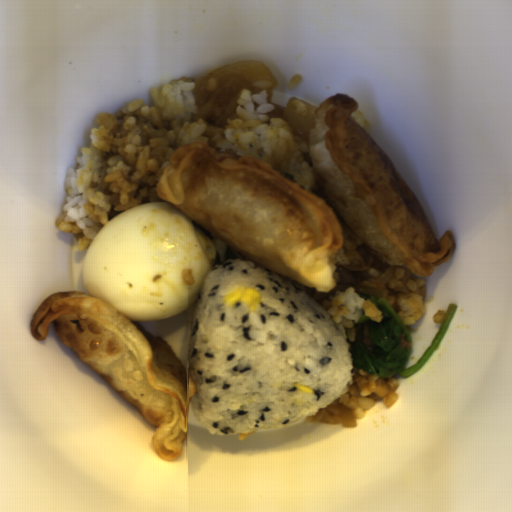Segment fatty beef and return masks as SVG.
Masks as SVG:
<instances>
[{
    "mask_svg": "<svg viewBox=\"0 0 512 512\" xmlns=\"http://www.w3.org/2000/svg\"><path fill=\"white\" fill-rule=\"evenodd\" d=\"M309 192L327 202L335 212L344 238L334 270L336 285L340 291L356 288L358 293L385 299L397 313V301L401 293L412 294L407 286L413 274L404 265H389L375 256L361 237L347 224L334 204L325 194L319 179Z\"/></svg>",
    "mask_w": 512,
    "mask_h": 512,
    "instance_id": "1",
    "label": "fatty beef"
},
{
    "mask_svg": "<svg viewBox=\"0 0 512 512\" xmlns=\"http://www.w3.org/2000/svg\"><path fill=\"white\" fill-rule=\"evenodd\" d=\"M355 338L354 340H344L348 349L352 346L353 342H362L365 344V349L372 350L374 345L370 341V333L368 331V322H362L358 325L354 324Z\"/></svg>",
    "mask_w": 512,
    "mask_h": 512,
    "instance_id": "4",
    "label": "fatty beef"
},
{
    "mask_svg": "<svg viewBox=\"0 0 512 512\" xmlns=\"http://www.w3.org/2000/svg\"><path fill=\"white\" fill-rule=\"evenodd\" d=\"M242 89L255 94V86L248 80L239 76H233L220 84L213 92L204 87H199L195 98L198 111L195 112L197 119L207 126L217 129H226L227 120H236L239 116L236 108L242 95Z\"/></svg>",
    "mask_w": 512,
    "mask_h": 512,
    "instance_id": "2",
    "label": "fatty beef"
},
{
    "mask_svg": "<svg viewBox=\"0 0 512 512\" xmlns=\"http://www.w3.org/2000/svg\"><path fill=\"white\" fill-rule=\"evenodd\" d=\"M303 156H304L305 162L308 165V167L314 170L313 164H312V160H311V156H310V151L309 152H304Z\"/></svg>",
    "mask_w": 512,
    "mask_h": 512,
    "instance_id": "6",
    "label": "fatty beef"
},
{
    "mask_svg": "<svg viewBox=\"0 0 512 512\" xmlns=\"http://www.w3.org/2000/svg\"><path fill=\"white\" fill-rule=\"evenodd\" d=\"M306 419L350 428L357 424L352 409L348 405L340 403L338 397Z\"/></svg>",
    "mask_w": 512,
    "mask_h": 512,
    "instance_id": "3",
    "label": "fatty beef"
},
{
    "mask_svg": "<svg viewBox=\"0 0 512 512\" xmlns=\"http://www.w3.org/2000/svg\"><path fill=\"white\" fill-rule=\"evenodd\" d=\"M269 104L273 105V110L269 111L266 114L268 117H270L272 119V118H281L284 116L285 110H286V108H284V106L274 103L272 101H270Z\"/></svg>",
    "mask_w": 512,
    "mask_h": 512,
    "instance_id": "5",
    "label": "fatty beef"
}]
</instances>
